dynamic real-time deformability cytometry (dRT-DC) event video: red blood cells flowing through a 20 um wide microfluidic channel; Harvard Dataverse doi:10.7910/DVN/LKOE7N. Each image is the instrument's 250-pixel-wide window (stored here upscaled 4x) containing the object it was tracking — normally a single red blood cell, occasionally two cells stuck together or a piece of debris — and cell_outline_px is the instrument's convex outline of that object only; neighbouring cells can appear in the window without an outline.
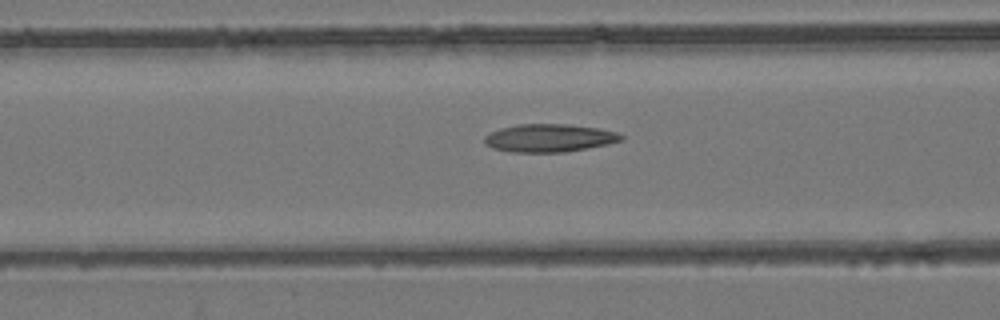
{"species": "common noctule bat (a hibernating species)", "species_latin": "Nyctalus noctula", "temperature_condition": "room temperature", "stored_images_in_passage": 37, "camera_frame_rate_fps": 3000, "um_per_image_px": 0.085, "animal": {"sex": "female", "body_mass_g": 24.6, "forearm_length_mm": 56.2}, "frame": {"image": 1, "passage_image": 16, "time_ms": 5.0, "image_size_px": [1000, 320], "cell_outline_px": [[624, 140], [608, 144], [588, 148], [564, 152], [508, 152], [492, 148], [484, 144], [484, 136], [500, 128], [520, 124], [568, 124], [596, 128], [616, 132], [624, 136]], "centroid_in_image_um": [46.67, 11.74], "position_along_channel_um": 119.9, "area_um2": 22.31}}
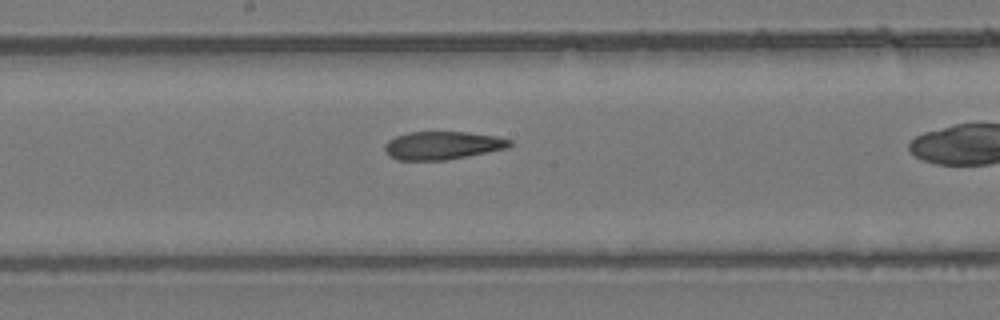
{"frame": {"image": 2, "passage_image": 23, "time_ms": 7.333, "image_size_px": [1000, 320], "cell_outline_px": [[512, 144], [508, 148], [444, 160], [396, 160], [388, 156], [384, 152], [384, 144], [388, 140], [396, 136], [408, 132], [468, 132], [496, 136], [512, 140]], "centroid_in_image_um": [37.57, 12.36], "position_along_channel_um": 210.6, "area_um2": 20.52}}
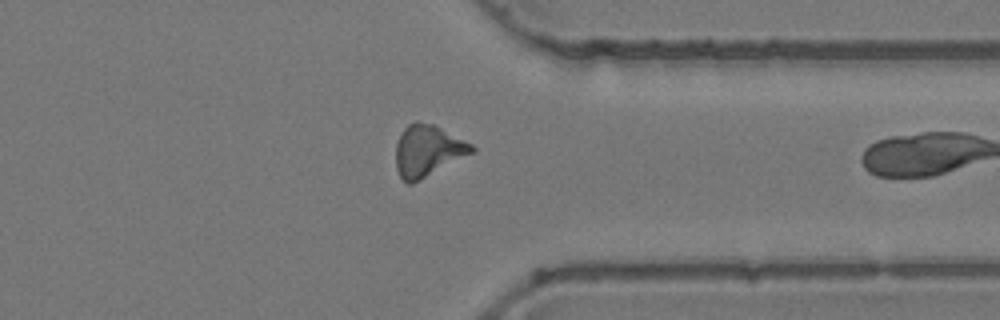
{"frame": {"image": 3, "passage_image": 36, "time_ms": 11.667, "image_size_px": [1000, 320], "cell_outline_px": [[476, 152], [412, 184], [408, 184], [400, 176], [396, 168], [396, 144], [400, 132], [408, 124], [416, 120], [432, 124], [472, 144], [476, 148]], "centroid_in_image_um": [36.36, 12.82], "position_along_channel_um": 375.0, "area_um2": 22.89}}